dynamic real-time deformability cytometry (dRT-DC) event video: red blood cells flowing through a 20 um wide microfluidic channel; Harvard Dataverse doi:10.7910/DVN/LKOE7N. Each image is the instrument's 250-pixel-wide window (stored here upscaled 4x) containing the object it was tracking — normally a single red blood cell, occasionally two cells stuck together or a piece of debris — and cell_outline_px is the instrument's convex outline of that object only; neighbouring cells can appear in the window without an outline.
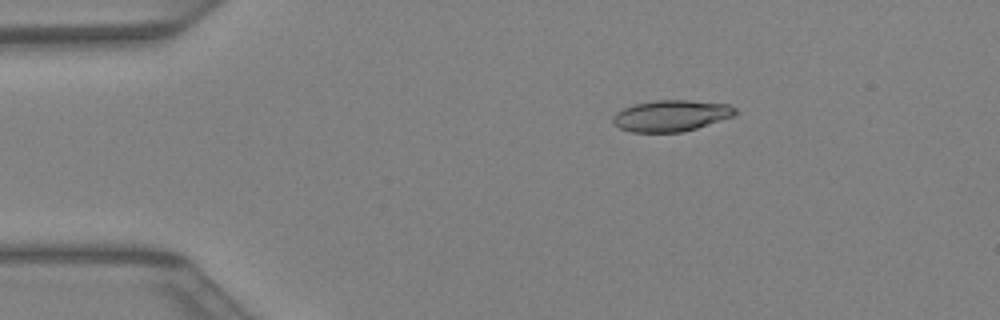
{"species": "Egyptian fruit bat (a non-hibernating species)", "species_latin": "Rousettus aegyptiacus", "temperature_condition": "warm", "stored_images_in_passage": 35, "camera_frame_rate_fps": 3000, "um_per_image_px": 0.085, "animal": {"sex": "female"}, "frame": {"image": 1, "passage_image": 1, "time_ms": 0.0, "image_size_px": [1000, 320], "cell_outline_px": [[740, 112], [736, 116], [696, 128], [680, 132], [632, 132], [620, 128], [612, 124], [612, 116], [616, 112], [624, 108], [636, 104], [656, 100], [688, 100], [728, 104], [736, 108]], "centroid_in_image_um": [57.08, 9.83], "position_along_channel_um": 27.9, "area_um2": 22.43}}
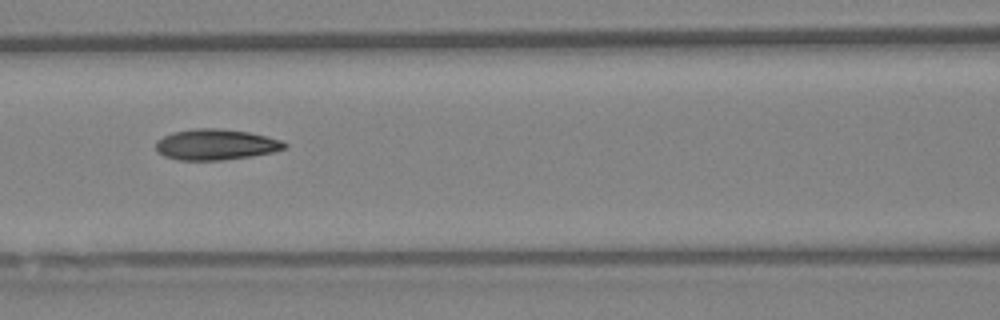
{"frame": {"image": 2, "passage_image": 12, "time_ms": 3.667, "image_size_px": [1000, 320], "cell_outline_px": [[288, 144], [284, 148], [272, 152], [252, 156], [224, 160], [180, 160], [164, 156], [156, 152], [156, 140], [172, 132], [196, 128], [216, 128], [248, 132], [280, 140]], "centroid_in_image_um": [18.3, 12.29], "position_along_channel_um": 148.3, "area_um2": 23.0}}
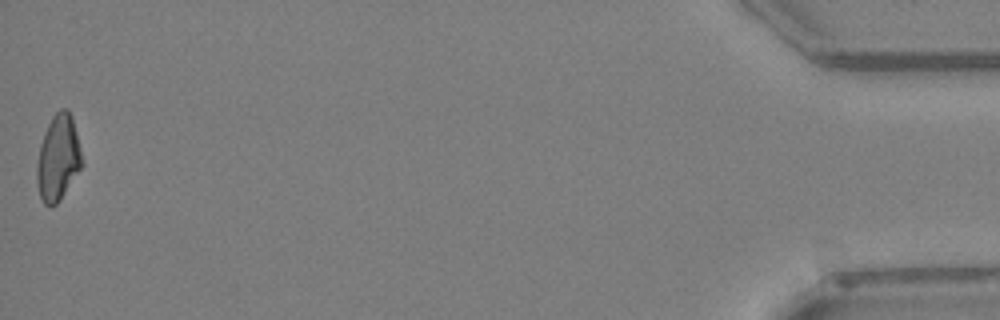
{"frame": {"image": 3, "passage_image": 35, "time_ms": 11.333, "image_size_px": [1000, 320], "cell_outline_px": [[84, 164], [60, 200], [56, 204], [44, 204], [40, 196], [36, 180], [36, 164], [40, 144], [44, 132], [52, 116], [60, 108], [68, 108], [72, 116]], "centroid_in_image_um": [4.94, 13.39], "position_along_channel_um": 430.3, "area_um2": 22.6}}